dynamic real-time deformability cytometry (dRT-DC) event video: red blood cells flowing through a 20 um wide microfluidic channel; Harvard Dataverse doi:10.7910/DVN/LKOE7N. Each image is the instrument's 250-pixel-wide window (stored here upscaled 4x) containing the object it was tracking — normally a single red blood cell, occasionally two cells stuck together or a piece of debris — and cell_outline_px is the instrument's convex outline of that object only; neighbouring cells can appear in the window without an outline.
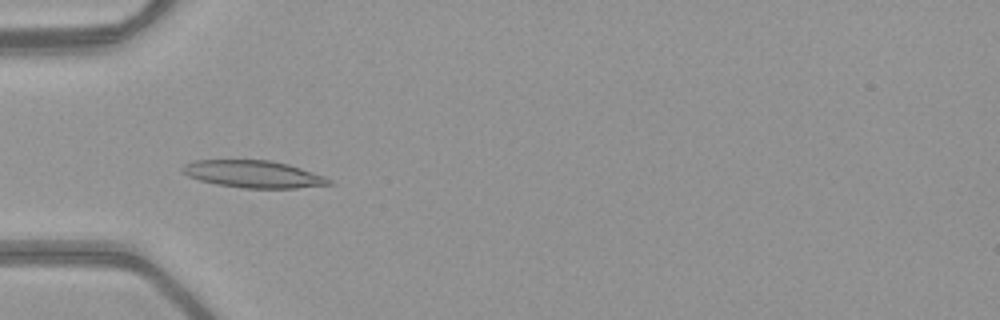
{"species": "common noctule bat (a hibernating species)", "species_latin": "Nyctalus noctula", "temperature_condition": "warm", "stored_images_in_passage": 52, "camera_frame_rate_fps": 3000, "um_per_image_px": 0.085, "animal": {"sex": "female", "body_mass_g": 21.9}, "frame": {"image": 1, "passage_image": 18, "time_ms": 5.667, "image_size_px": [1000, 320], "cell_outline_px": [[332, 184], [296, 188], [244, 188], [216, 184], [200, 180], [188, 176], [180, 172], [180, 168], [184, 164], [196, 160], [272, 160], [288, 164], [324, 176], [332, 180]], "centroid_in_image_um": [21.5, 14.8], "position_along_channel_um": 63.5, "area_um2": 23.24}}
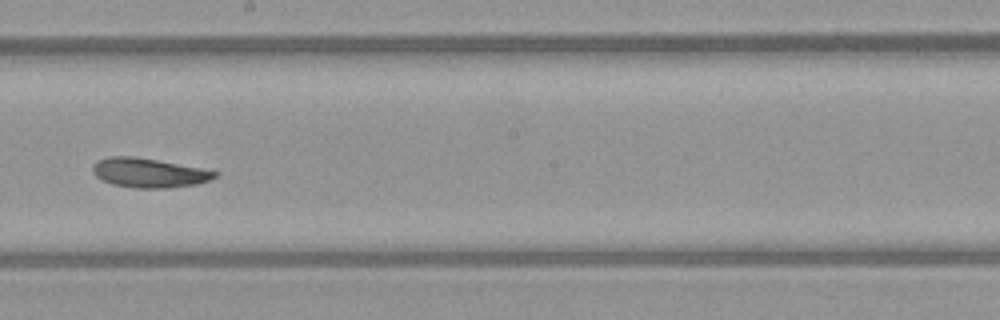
{"frame": {"image": 2, "passage_image": 31, "time_ms": 10.0, "image_size_px": [1000, 320], "cell_outline_px": [[220, 172], [216, 176], [208, 180], [196, 184], [168, 188], [132, 188], [112, 184], [96, 176], [92, 172], [92, 164], [96, 160], [108, 156], [132, 156], [156, 160], [200, 168]], "centroid_in_image_um": [12.6, 14.69], "position_along_channel_um": 235.6, "area_um2": 20.81}}
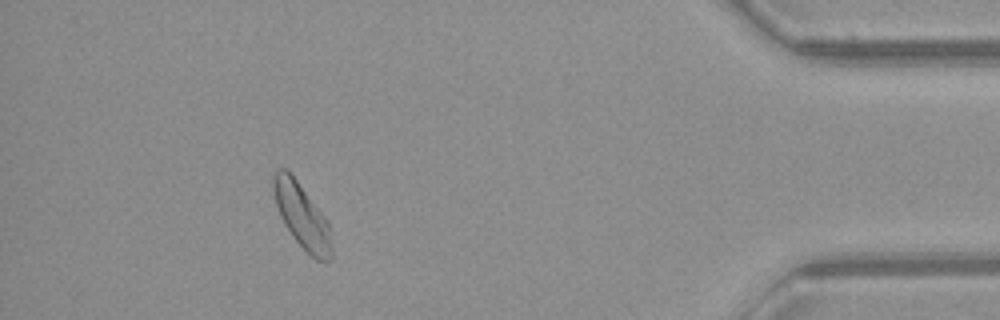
{"frame": {"image": 3, "passage_image": 48, "time_ms": 15.667, "image_size_px": [1000, 320], "cell_outline_px": [[332, 256], [328, 260], [316, 260], [292, 236], [284, 224], [280, 216], [276, 204], [272, 188], [272, 180], [276, 168], [288, 168], [328, 220], [332, 244]], "centroid_in_image_um": [25.65, 18.29], "position_along_channel_um": 409.5, "area_um2": 22.02}, "authors_computed_cell_mechanics": {"area_um2": 21.5883, "velocity_mm_per_s": 4.0072, "shape_relaxation_time_tau1_ms": 10.2105, "shape_relaxation_time_tau2_ms": 5.0969, "deformation_change_tau1": 0.2195, "deformation_change_tau2": 0.1176}}